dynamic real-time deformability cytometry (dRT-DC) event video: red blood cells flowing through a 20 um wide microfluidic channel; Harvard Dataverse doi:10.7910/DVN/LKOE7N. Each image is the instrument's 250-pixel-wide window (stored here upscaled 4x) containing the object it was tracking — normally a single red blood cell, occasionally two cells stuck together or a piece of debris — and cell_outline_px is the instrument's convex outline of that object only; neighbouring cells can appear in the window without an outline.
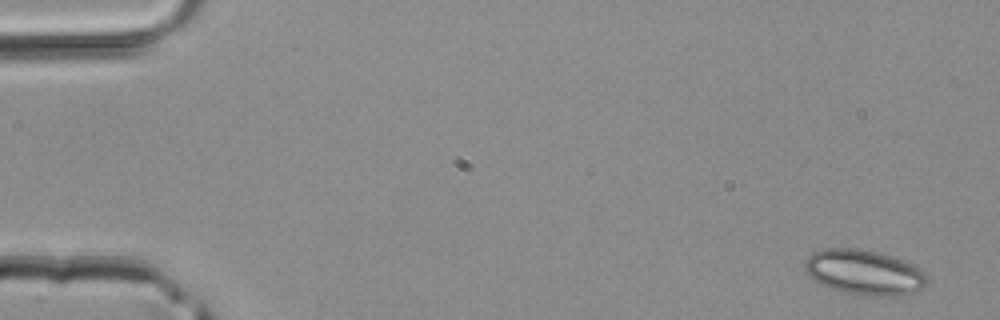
{"species": "common noctule bat (a hibernating species)", "species_latin": "Nyctalus noctula", "temperature_condition": "room temperature", "stored_images_in_passage": 3, "camera_frame_rate_fps": 3000, "um_per_image_px": 0.085, "animal": {"sex": "male", "body_mass_g": 20.4}, "frame": {"image": 1, "passage_image": 1, "time_ms": 0.0, "image_size_px": [1000, 320], "cell_outline_px": [[928, 280], [924, 288], [912, 292], [896, 296], [868, 296], [844, 292], [832, 288], [816, 280], [804, 272], [804, 260], [812, 252], [824, 248], [856, 248], [876, 252], [912, 264], [920, 268], [924, 272]], "centroid_in_image_um": [73.44, 23.15], "position_along_channel_um": 11.6, "area_um2": 31.91}}